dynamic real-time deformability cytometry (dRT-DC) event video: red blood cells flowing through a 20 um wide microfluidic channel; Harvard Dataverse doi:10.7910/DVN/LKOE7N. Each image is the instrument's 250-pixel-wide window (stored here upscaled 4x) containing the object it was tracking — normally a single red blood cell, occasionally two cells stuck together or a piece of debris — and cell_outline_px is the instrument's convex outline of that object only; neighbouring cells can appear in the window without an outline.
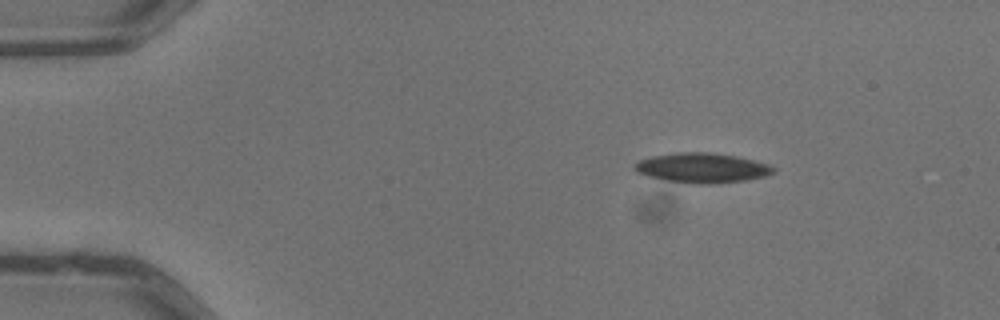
{"species": "common noctule bat (a hibernating species)", "species_latin": "Nyctalus noctula", "temperature_condition": "warm", "stored_images_in_passage": 4, "camera_frame_rate_fps": 3000, "um_per_image_px": 0.085, "animal": {"sex": "male", "body_mass_g": 13.3}, "frame": {"image": 1, "passage_image": 2, "time_ms": 0.333, "image_size_px": [1000, 320], "cell_outline_px": [[776, 172], [768, 176], [720, 184], [692, 184], [668, 180], [636, 172], [632, 168], [640, 160], [652, 156], [676, 152], [712, 152], [736, 156], [768, 164], [776, 168]], "centroid_in_image_um": [59.73, 14.27], "position_along_channel_um": 25.3, "area_um2": 24.16}}